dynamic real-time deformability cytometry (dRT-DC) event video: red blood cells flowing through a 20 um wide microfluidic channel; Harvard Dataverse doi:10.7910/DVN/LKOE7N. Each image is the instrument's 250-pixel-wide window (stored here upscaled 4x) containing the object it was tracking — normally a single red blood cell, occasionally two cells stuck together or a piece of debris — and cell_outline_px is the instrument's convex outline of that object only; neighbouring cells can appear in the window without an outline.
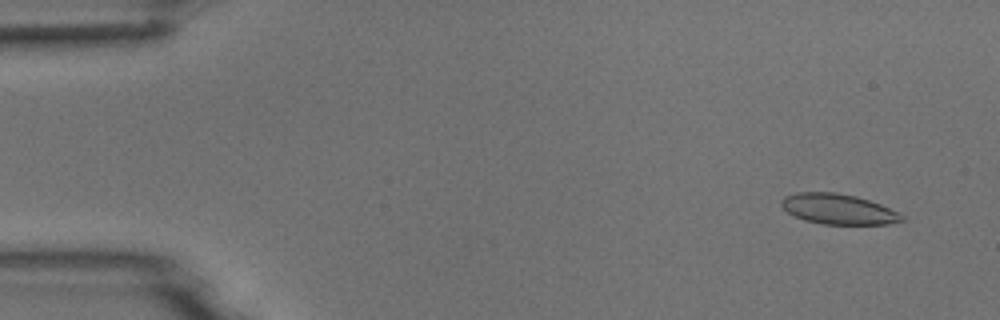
{"species": "common noctule bat (a hibernating species)", "species_latin": "Nyctalus noctula", "temperature_condition": "room temperature", "stored_images_in_passage": 5, "camera_frame_rate_fps": 3000, "um_per_image_px": 0.085, "animal": {"sex": "male", "body_mass_g": 18.8}, "frame": {"image": 1, "passage_image": 2, "time_ms": 1.0, "image_size_px": [1000, 320], "cell_outline_px": [[904, 220], [888, 224], [820, 224], [804, 220], [788, 212], [780, 204], [780, 200], [784, 196], [796, 192], [836, 192], [856, 196], [880, 204], [904, 216]], "centroid_in_image_um": [71.21, 17.76], "position_along_channel_um": 13.8, "area_um2": 21.21}}
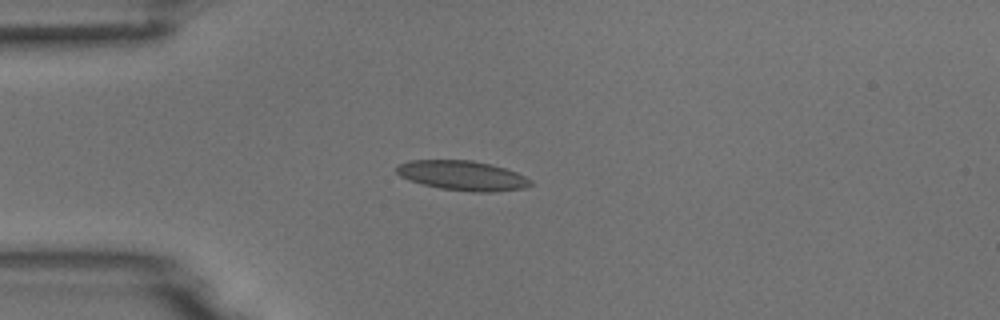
{"frame": {"image": 2, "passage_image": 5, "time_ms": 4.333, "image_size_px": [1000, 320], "cell_outline_px": [[532, 184], [524, 188], [492, 192], [472, 192], [440, 188], [408, 180], [400, 176], [396, 172], [396, 168], [400, 164], [408, 160], [472, 160], [492, 164], [516, 172], [532, 180]], "centroid_in_image_um": [39.31, 14.92], "position_along_channel_um": 45.7, "area_um2": 23.18}}